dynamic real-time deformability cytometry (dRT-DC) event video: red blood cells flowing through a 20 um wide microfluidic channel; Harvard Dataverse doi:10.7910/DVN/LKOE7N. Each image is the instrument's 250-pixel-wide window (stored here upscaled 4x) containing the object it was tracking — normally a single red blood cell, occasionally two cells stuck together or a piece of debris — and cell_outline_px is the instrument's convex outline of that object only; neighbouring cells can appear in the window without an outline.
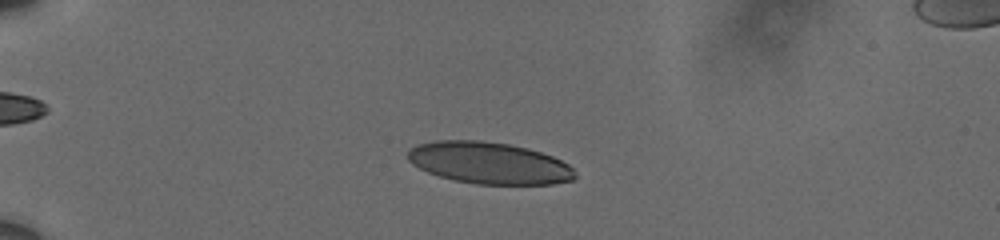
{"species": "human", "species_latin": "Homo sapiens", "temperature_condition": "cold", "stored_images_in_passage": 52, "camera_frame_rate_fps": 3000, "um_per_image_px": 0.085, "donor": {"sex": "male"}, "frame": {"image": 1, "passage_image": 9, "time_ms": 2.667, "image_size_px": [1000, 240], "cell_outline_px": [[576, 176], [572, 180], [552, 184], [476, 184], [456, 180], [440, 176], [428, 172], [412, 164], [408, 160], [408, 152], [416, 144], [436, 140], [480, 140], [508, 144], [528, 148], [552, 156], [568, 164], [572, 168]], "centroid_in_image_um": [41.56, 13.85], "position_along_channel_um": 43.4, "area_um2": 40.52}}
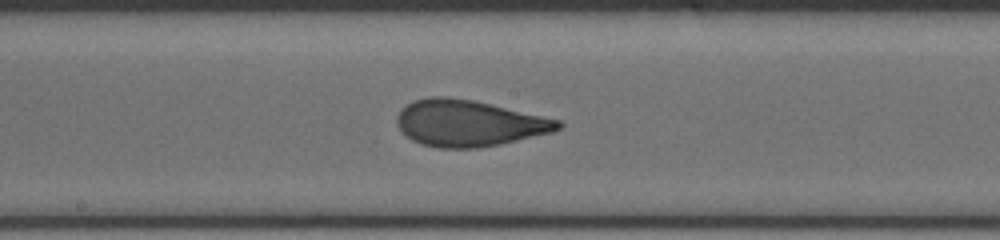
{"frame": {"image": 2, "passage_image": 27, "time_ms": 8.667, "image_size_px": [1000, 240], "cell_outline_px": [[564, 124], [560, 128], [552, 132], [500, 144], [476, 148], [440, 148], [420, 144], [412, 140], [396, 124], [396, 116], [412, 100], [432, 96], [444, 96], [472, 100], [560, 120]], "centroid_in_image_um": [39.83, 10.47], "position_along_channel_um": 208.4, "area_um2": 43.12}}
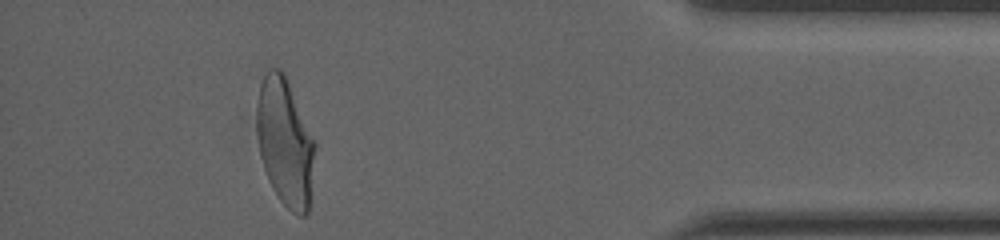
{"frame": {"image": 3, "passage_image": 47, "time_ms": 15.333, "image_size_px": [1000, 240], "cell_outline_px": [[316, 144], [308, 212], [304, 216], [296, 216], [280, 200], [272, 188], [268, 180], [260, 156], [256, 132], [256, 104], [260, 84], [268, 68], [280, 68], [284, 72]], "centroid_in_image_um": [24.21, 12.08], "position_along_channel_um": 411.0, "area_um2": 43.41}, "authors_computed_cell_mechanics": {"area_um2": 42.7431, "velocity_mm_per_s": 3.6056, "shape_relaxation_time_tau1_ms": 5.5036, "shape_relaxation_time_tau2_ms": 0.8891, "deformation_change_tau1": 0.1973, "deformation_change_tau2": 0.0682}}